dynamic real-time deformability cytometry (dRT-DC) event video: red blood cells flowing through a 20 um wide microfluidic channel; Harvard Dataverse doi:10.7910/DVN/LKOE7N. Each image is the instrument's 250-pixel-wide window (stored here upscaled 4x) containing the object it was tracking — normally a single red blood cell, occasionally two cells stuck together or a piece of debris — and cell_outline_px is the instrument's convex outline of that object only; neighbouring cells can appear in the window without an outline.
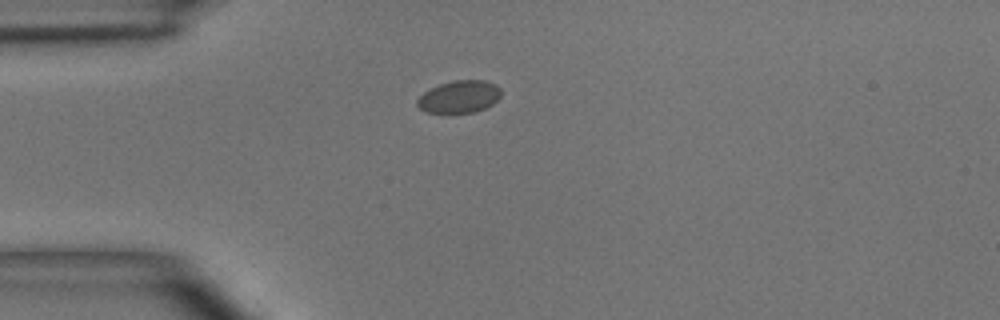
{"species": "common noctule bat (a hibernating species)", "species_latin": "Nyctalus noctula", "temperature_condition": "room temperature", "stored_images_in_passage": 5, "camera_frame_rate_fps": 3000, "um_per_image_px": 0.085, "animal": {"sex": "male", "body_mass_g": 15.6}, "frame": {"image": 1, "passage_image": 5, "time_ms": 5.333, "image_size_px": [1000, 320], "cell_outline_px": [[500, 96], [492, 104], [476, 112], [428, 112], [420, 108], [416, 104], [416, 100], [428, 88], [440, 84], [456, 80], [484, 80], [496, 84], [500, 88]], "centroid_in_image_um": [39.03, 8.21], "position_along_channel_um": 46.0, "area_um2": 15.66}}